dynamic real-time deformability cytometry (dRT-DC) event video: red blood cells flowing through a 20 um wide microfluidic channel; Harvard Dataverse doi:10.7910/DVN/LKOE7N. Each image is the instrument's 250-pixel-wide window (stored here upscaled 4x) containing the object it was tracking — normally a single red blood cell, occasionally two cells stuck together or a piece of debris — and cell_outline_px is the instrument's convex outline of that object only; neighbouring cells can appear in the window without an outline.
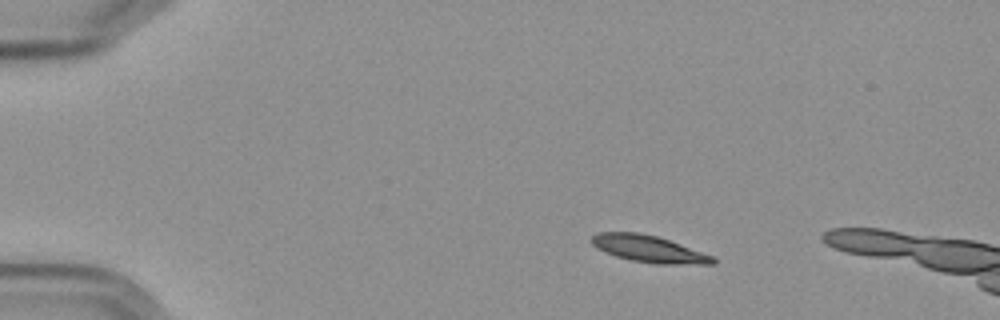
{"species": "Egyptian fruit bat (a non-hibernating species)", "species_latin": "Rousettus aegyptiacus", "temperature_condition": "cold", "stored_images_in_passage": 4, "camera_frame_rate_fps": 3000, "um_per_image_px": 0.085, "frame": {"image": 1, "passage_image": 2, "time_ms": 1.0, "image_size_px": [1000, 320], "cell_outline_px": [[716, 264], [656, 264], [632, 260], [616, 256], [604, 252], [596, 248], [592, 244], [592, 236], [596, 232], [640, 232], [656, 236], [680, 244], [712, 256], [716, 260]], "centroid_in_image_um": [55.11, 21.15], "position_along_channel_um": 29.9, "area_um2": 18.84}}